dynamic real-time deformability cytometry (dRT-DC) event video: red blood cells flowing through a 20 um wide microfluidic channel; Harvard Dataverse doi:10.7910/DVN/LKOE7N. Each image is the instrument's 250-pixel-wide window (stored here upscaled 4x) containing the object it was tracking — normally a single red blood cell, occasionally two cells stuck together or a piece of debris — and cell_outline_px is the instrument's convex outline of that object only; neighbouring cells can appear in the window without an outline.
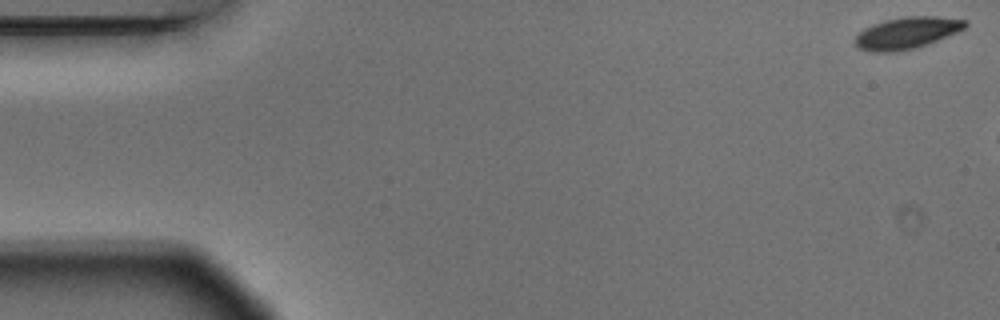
{"species": "Egyptian fruit bat (a non-hibernating species)", "species_latin": "Rousettus aegyptiacus", "temperature_condition": "warm", "stored_images_in_passage": 3, "camera_frame_rate_fps": 3000, "um_per_image_px": 0.085, "animal": {"sex": "male"}, "frame": {"image": 1, "passage_image": 1, "time_ms": 0.0, "image_size_px": [1000, 320], "cell_outline_px": [[968, 24], [964, 28], [956, 32], [928, 44], [916, 48], [896, 52], [872, 52], [860, 48], [852, 40], [864, 28], [872, 24], [884, 20], [904, 16], [936, 16], [968, 20]], "centroid_in_image_um": [77.07, 2.79], "position_along_channel_um": 7.9, "area_um2": 20.46}}